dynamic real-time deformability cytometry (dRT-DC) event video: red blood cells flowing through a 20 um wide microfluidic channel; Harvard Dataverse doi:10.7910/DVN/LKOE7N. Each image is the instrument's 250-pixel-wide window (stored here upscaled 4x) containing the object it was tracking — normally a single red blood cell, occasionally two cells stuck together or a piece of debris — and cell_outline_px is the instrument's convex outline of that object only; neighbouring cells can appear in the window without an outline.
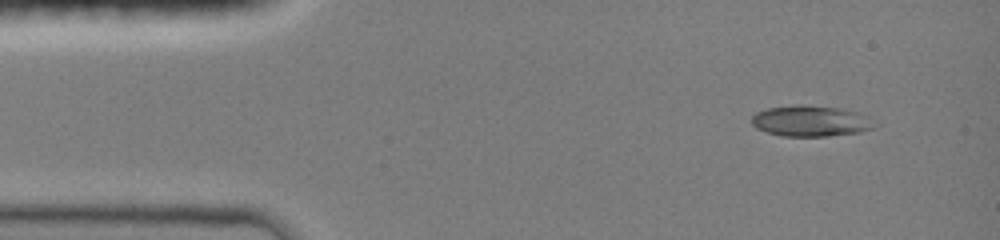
{"species": "common noctule bat (a hibernating species)", "species_latin": "Nyctalus noctula", "temperature_condition": "room temperature", "stored_images_in_passage": 44, "camera_frame_rate_fps": 3000, "um_per_image_px": 0.085, "animal": {"sex": "female", "body_mass_g": 19.0, "forearm_length_mm": 51.5}, "frame": {"image": 1, "passage_image": 1, "time_ms": 0.0, "image_size_px": [1000, 240], "cell_outline_px": [[880, 124], [876, 128], [860, 132], [828, 136], [780, 136], [756, 128], [752, 124], [752, 116], [756, 112], [768, 108], [800, 104], [840, 108], [856, 112], [868, 116]], "centroid_in_image_um": [68.97, 10.29], "position_along_channel_um": 16.0, "area_um2": 22.37}}
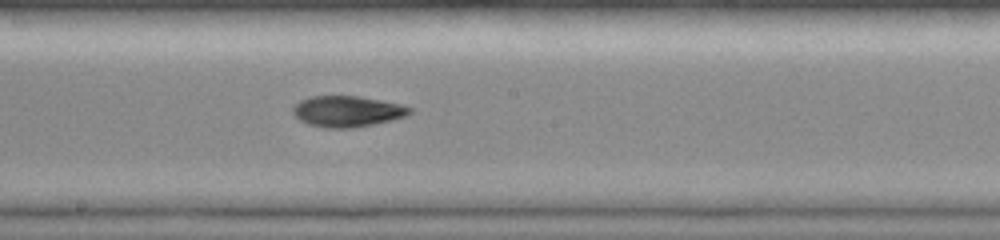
{"frame": {"image": 2, "passage_image": 22, "time_ms": 7.0, "image_size_px": [1000, 240], "cell_outline_px": [[412, 112], [404, 116], [392, 120], [352, 128], [324, 128], [308, 124], [300, 120], [292, 112], [292, 108], [300, 100], [312, 96], [360, 96], [400, 104], [412, 108]], "centroid_in_image_um": [29.5, 9.46], "position_along_channel_um": 218.7, "area_um2": 20.98}}
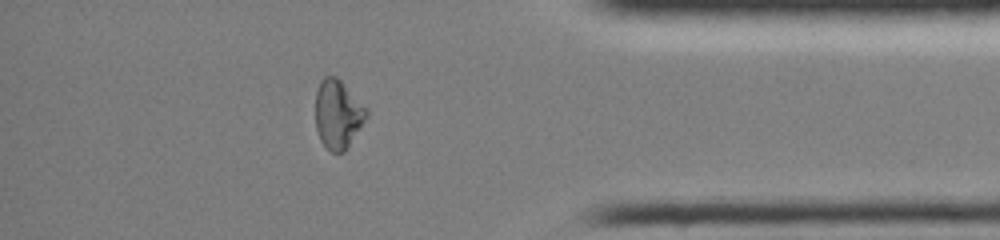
{"frame": {"image": 3, "passage_image": 37, "time_ms": 12.0, "image_size_px": [1000, 240], "cell_outline_px": [[368, 116], [344, 152], [332, 152], [320, 140], [316, 128], [316, 88], [320, 80], [324, 76], [336, 76], [368, 108]], "centroid_in_image_um": [28.72, 9.68], "position_along_channel_um": 406.5, "area_um2": 20.4}, "authors_computed_cell_mechanics": {"area_um2": 20.9525, "velocity_mm_per_s": 4.0629, "shape_relaxation_time_tau1_ms": null, "shape_relaxation_time_tau2_ms": 4.3528, "deformation_change_tau1": null, "deformation_change_tau2": 0.0826}}